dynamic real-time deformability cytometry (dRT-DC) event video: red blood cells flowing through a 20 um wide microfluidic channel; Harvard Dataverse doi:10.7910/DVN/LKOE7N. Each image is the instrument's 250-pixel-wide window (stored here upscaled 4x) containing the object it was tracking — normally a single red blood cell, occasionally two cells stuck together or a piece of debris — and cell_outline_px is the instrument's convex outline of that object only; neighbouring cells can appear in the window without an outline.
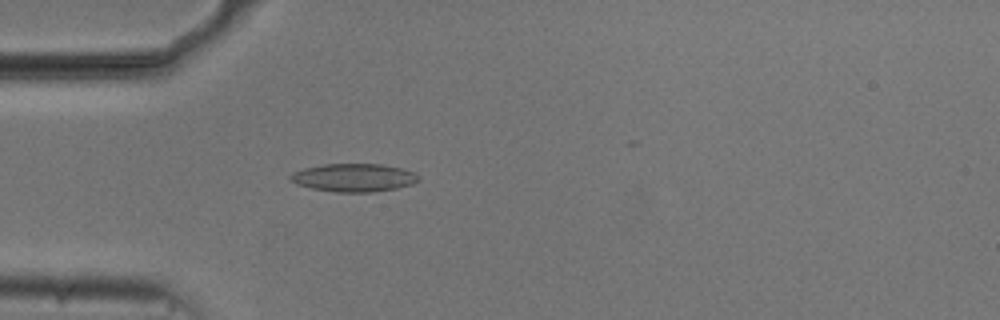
{"species": "common noctule bat (a hibernating species)", "species_latin": "Nyctalus noctula", "temperature_condition": "cold", "stored_images_in_passage": 50, "camera_frame_rate_fps": 3000, "um_per_image_px": 0.085, "animal": {"sex": "male", "body_mass_g": 20.5, "forearm_length_mm": 52.5}, "frame": {"image": 1, "passage_image": 16, "time_ms": 5.0, "image_size_px": [1000, 320], "cell_outline_px": [[420, 180], [412, 184], [396, 188], [372, 192], [336, 192], [312, 188], [296, 184], [288, 180], [288, 176], [292, 172], [304, 168], [324, 164], [384, 164], [416, 172], [420, 176]], "centroid_in_image_um": [30.07, 15.09], "position_along_channel_um": 54.9, "area_um2": 21.15}}
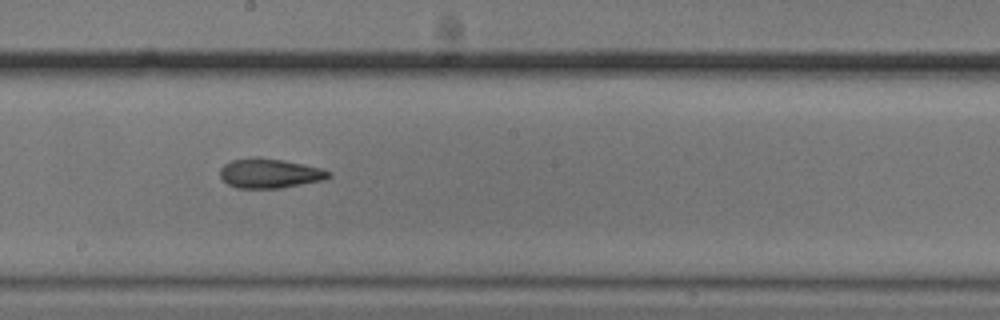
{"frame": {"image": 2, "passage_image": 30, "time_ms": 9.667, "image_size_px": [1000, 320], "cell_outline_px": [[332, 176], [324, 180], [280, 188], [236, 188], [228, 184], [220, 176], [220, 168], [224, 164], [232, 160], [284, 160], [324, 168], [332, 172]], "centroid_in_image_um": [23.0, 14.77], "position_along_channel_um": 225.2, "area_um2": 18.21}}
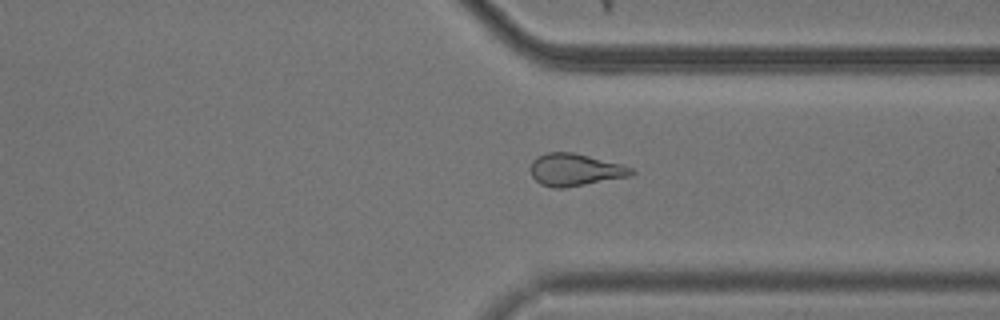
{"frame": {"image": 3, "passage_image": 41, "time_ms": 13.333, "image_size_px": [1000, 320], "cell_outline_px": [[636, 172], [632, 176], [564, 188], [552, 188], [540, 184], [532, 176], [532, 160], [536, 156], [548, 152], [572, 152], [624, 164], [632, 168]], "centroid_in_image_um": [48.92, 14.43], "position_along_channel_um": 362.5, "area_um2": 19.13}, "authors_computed_cell_mechanics": {"area_um2": 19.1029, "velocity_mm_per_s": 3.76, "shape_relaxation_time_tau1_ms": null, "shape_relaxation_time_tau2_ms": 3.758, "deformation_change_tau1": null, "deformation_change_tau2": 0.1217}}